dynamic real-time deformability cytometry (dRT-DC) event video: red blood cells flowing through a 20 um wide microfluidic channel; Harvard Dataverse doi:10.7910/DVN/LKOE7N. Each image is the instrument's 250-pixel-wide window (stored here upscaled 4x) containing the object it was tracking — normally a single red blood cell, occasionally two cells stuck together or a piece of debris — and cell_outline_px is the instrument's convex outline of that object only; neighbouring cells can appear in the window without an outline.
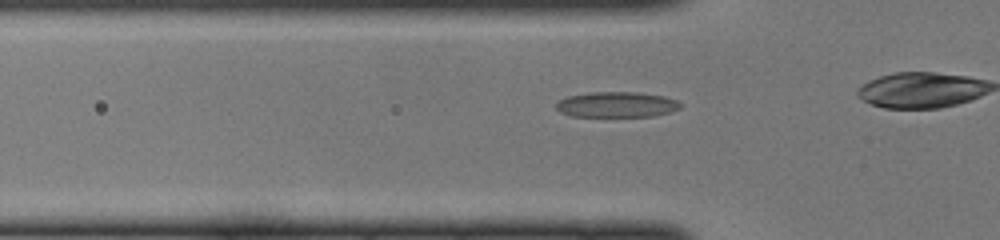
{"species": "common noctule bat (a hibernating species)", "species_latin": "Nyctalus noctula", "temperature_condition": "cold", "stored_images_in_passage": 34, "camera_frame_rate_fps": 3000, "um_per_image_px": 0.085, "animal": {"sex": "female", "body_mass_g": 22.0, "forearm_length_mm": 56.7}, "frame": {"image": 1, "passage_image": 12, "time_ms": 3.667, "image_size_px": [1000, 240], "cell_outline_px": [[684, 104], [680, 108], [668, 112], [652, 116], [572, 116], [560, 112], [556, 108], [556, 104], [560, 100], [568, 96], [588, 92], [636, 92], [664, 96], [676, 100]], "centroid_in_image_um": [52.42, 8.88], "position_along_channel_um": 73.4, "area_um2": 18.38}}
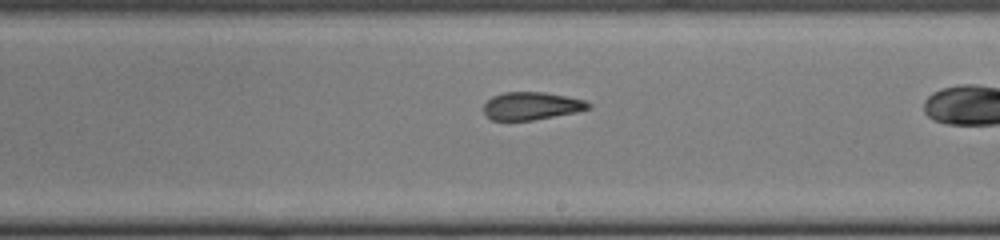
{"frame": {"image": 2, "passage_image": 24, "time_ms": 7.667, "image_size_px": [1000, 240], "cell_outline_px": [[592, 108], [576, 112], [532, 120], [492, 120], [484, 112], [484, 104], [492, 96], [504, 92], [544, 92], [584, 100], [592, 104]], "centroid_in_image_um": [45.19, 9.0], "position_along_channel_um": 243.8, "area_um2": 16.82}}
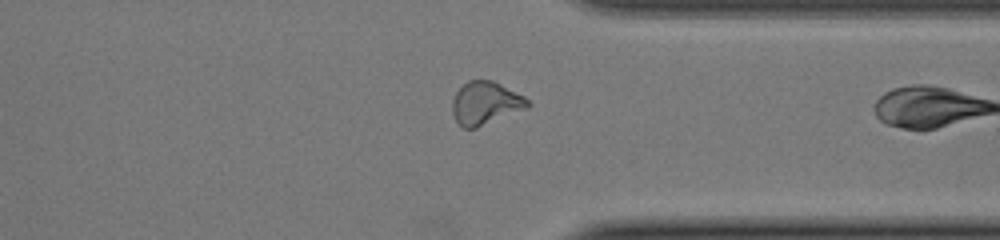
{"frame": {"image": 3, "passage_image": 33, "time_ms": 10.667, "image_size_px": [1000, 240], "cell_outline_px": [[532, 104], [528, 108], [476, 128], [464, 128], [456, 120], [452, 112], [452, 100], [456, 92], [468, 80], [492, 80], [524, 96]], "centroid_in_image_um": [41.27, 8.77], "position_along_channel_um": 370.1, "area_um2": 18.79}}